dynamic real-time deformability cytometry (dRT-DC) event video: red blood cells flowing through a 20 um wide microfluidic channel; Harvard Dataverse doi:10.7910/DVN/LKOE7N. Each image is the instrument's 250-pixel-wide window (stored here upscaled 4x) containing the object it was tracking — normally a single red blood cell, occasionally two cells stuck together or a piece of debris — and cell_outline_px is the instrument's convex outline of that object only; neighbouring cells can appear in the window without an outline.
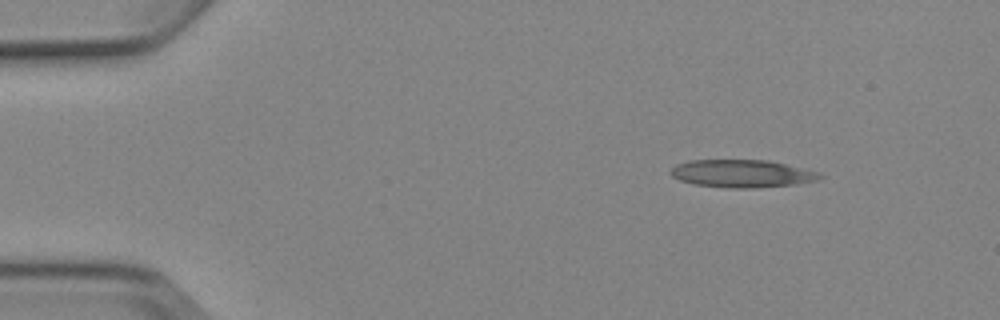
{"species": "Egyptian fruit bat (a non-hibernating species)", "species_latin": "Rousettus aegyptiacus", "temperature_condition": "cold", "stored_images_in_passage": 5, "camera_frame_rate_fps": 3000, "um_per_image_px": 0.085, "animal": {"sex": "female"}, "frame": {"image": 1, "passage_image": 1, "time_ms": 0.0, "image_size_px": [1000, 320], "cell_outline_px": [[824, 176], [816, 180], [796, 184], [756, 188], [724, 188], [692, 184], [680, 180], [672, 176], [668, 172], [676, 164], [688, 160], [768, 160], [820, 172]], "centroid_in_image_um": [63.04, 14.76], "position_along_channel_um": 22.0, "area_um2": 24.28}}
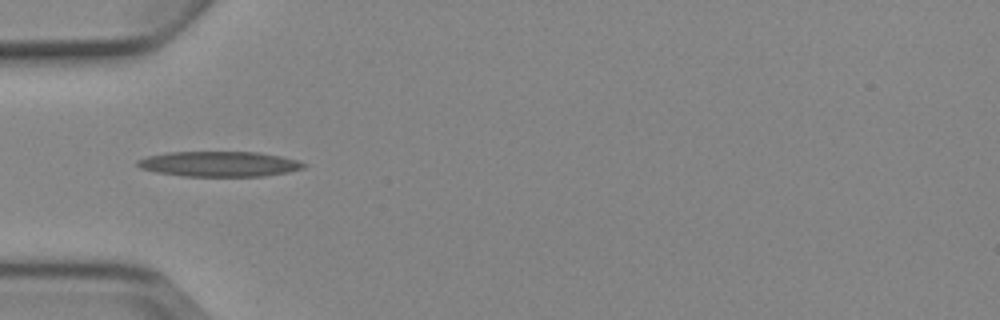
{"frame": {"image": 2, "passage_image": 4, "time_ms": 3.333, "image_size_px": [1000, 320], "cell_outline_px": [[308, 164], [304, 168], [288, 172], [264, 176], [184, 176], [156, 172], [140, 168], [136, 164], [136, 160], [148, 156], [168, 152], [260, 152], [280, 156], [296, 160]], "centroid_in_image_um": [18.64, 13.94], "position_along_channel_um": 66.4, "area_um2": 24.45}}
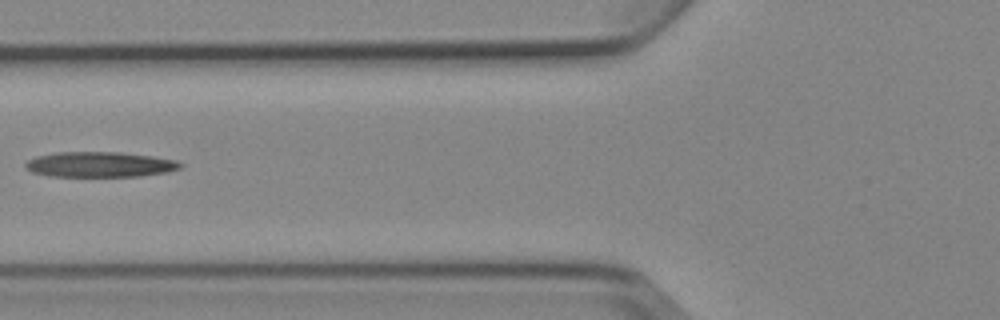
{"frame": {"image": 3, "passage_image": 5, "time_ms": 4.667, "image_size_px": [1000, 320], "cell_outline_px": [[184, 164], [180, 168], [168, 172], [140, 176], [48, 176], [32, 172], [24, 164], [28, 160], [36, 156], [56, 152], [120, 152], [152, 156], [176, 160]], "centroid_in_image_um": [8.5, 13.98], "position_along_channel_um": 117.3, "area_um2": 22.83}}